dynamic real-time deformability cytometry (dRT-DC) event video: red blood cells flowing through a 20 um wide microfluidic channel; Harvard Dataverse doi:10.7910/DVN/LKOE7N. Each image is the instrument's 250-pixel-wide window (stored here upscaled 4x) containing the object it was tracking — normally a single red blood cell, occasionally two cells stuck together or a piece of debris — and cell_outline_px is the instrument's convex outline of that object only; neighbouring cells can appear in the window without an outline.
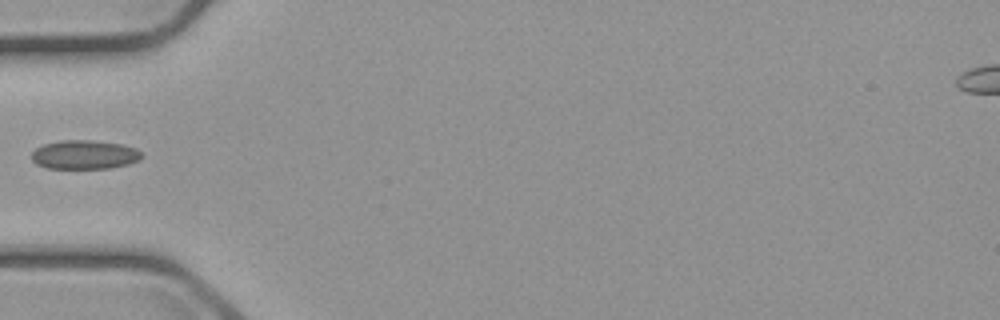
{"species": "common noctule bat (a hibernating species)", "species_latin": "Nyctalus noctula", "temperature_condition": "cold", "stored_images_in_passage": 1, "camera_frame_rate_fps": 3000, "um_per_image_px": 0.085, "animal": {"sex": "male", "body_mass_g": 23.1, "forearm_length_mm": 52.7}, "frame": {"image": 1, "passage_image": 1, "time_ms": 0.0, "image_size_px": [1000, 320], "cell_outline_px": [[144, 156], [140, 160], [128, 164], [108, 168], [48, 168], [36, 164], [32, 160], [32, 152], [36, 148], [44, 144], [60, 140], [92, 140], [120, 144], [136, 148]], "centroid_in_image_um": [7.19, 13.14], "position_along_channel_um": 77.8, "area_um2": 18.55}}